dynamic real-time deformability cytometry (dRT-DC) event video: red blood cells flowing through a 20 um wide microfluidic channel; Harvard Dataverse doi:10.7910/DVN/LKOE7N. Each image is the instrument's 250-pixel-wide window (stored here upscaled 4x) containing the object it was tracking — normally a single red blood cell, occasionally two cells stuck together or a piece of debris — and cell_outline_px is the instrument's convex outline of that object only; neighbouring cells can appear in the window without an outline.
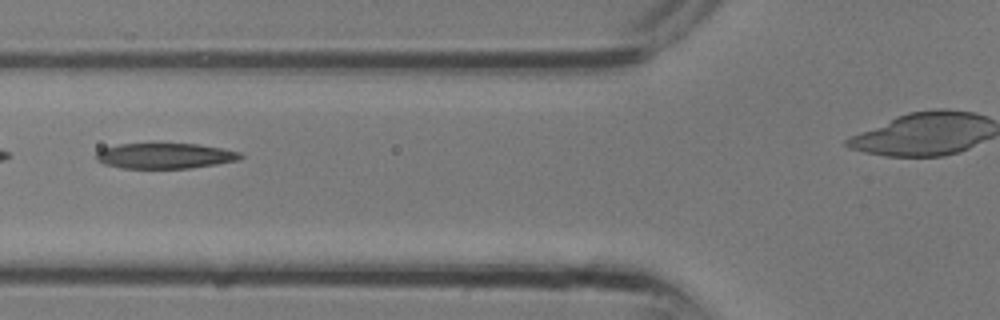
{"species": "common noctule bat (a hibernating species)", "species_latin": "Nyctalus noctula", "temperature_condition": "room temperature", "stored_images_in_passage": 12, "camera_frame_rate_fps": 3000, "um_per_image_px": 0.085, "animal": {"sex": "male", "body_mass_g": 13.3}, "frame": {"image": 1, "passage_image": 9, "time_ms": 2.667, "image_size_px": [1000, 320], "cell_outline_px": [[244, 156], [240, 160], [216, 164], [188, 168], [120, 168], [104, 164], [96, 160], [96, 152], [100, 148], [120, 144], [200, 144], [240, 152]], "centroid_in_image_um": [14.0, 13.25], "position_along_channel_um": 111.8, "area_um2": 21.44}}